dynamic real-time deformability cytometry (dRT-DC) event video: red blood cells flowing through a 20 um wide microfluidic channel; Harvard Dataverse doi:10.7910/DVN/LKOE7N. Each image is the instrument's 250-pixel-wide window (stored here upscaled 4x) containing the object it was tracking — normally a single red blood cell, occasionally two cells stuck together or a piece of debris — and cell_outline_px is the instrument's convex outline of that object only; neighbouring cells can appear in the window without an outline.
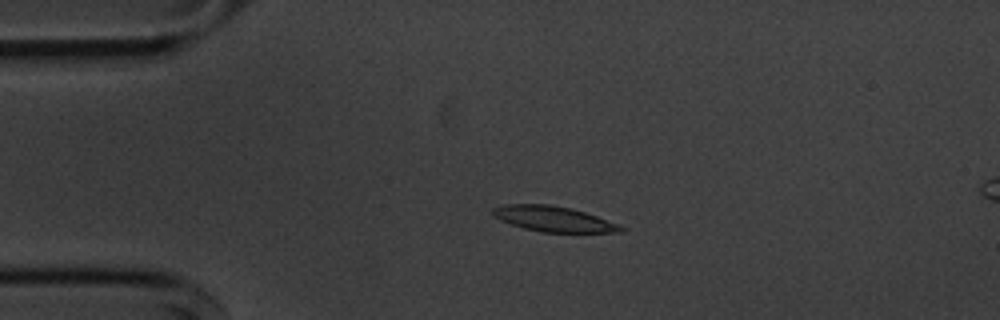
{"species": "common noctule bat (a hibernating species)", "species_latin": "Nyctalus noctula", "temperature_condition": "cold", "stored_images_in_passage": 17, "camera_frame_rate_fps": 3000, "um_per_image_px": 0.085, "animal": {"sex": "male", "body_mass_g": 20.1, "forearm_length_mm": 53.5}, "frame": {"image": 1, "passage_image": 12, "time_ms": 3.667, "image_size_px": [1000, 320], "cell_outline_px": [[628, 228], [624, 232], [540, 232], [524, 228], [500, 220], [492, 216], [492, 208], [504, 204], [548, 204], [568, 208], [584, 212], [596, 216]], "centroid_in_image_um": [47.03, 18.61], "position_along_channel_um": 38.0, "area_um2": 18.84}}